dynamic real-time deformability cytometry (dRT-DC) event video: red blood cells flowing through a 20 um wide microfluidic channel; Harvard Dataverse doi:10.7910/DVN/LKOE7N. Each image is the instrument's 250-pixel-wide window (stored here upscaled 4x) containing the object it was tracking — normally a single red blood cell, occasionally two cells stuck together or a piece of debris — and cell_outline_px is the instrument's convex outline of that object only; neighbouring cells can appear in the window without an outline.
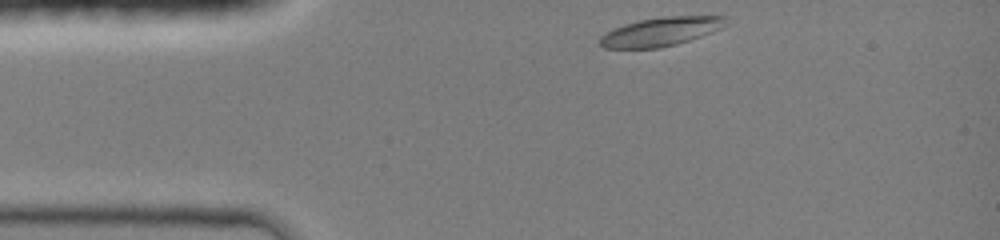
{"species": "common noctule bat (a hibernating species)", "species_latin": "Nyctalus noctula", "temperature_condition": "room temperature", "stored_images_in_passage": 22, "camera_frame_rate_fps": 3000, "um_per_image_px": 0.085, "animal": {"sex": "female", "body_mass_g": 19.0, "forearm_length_mm": 51.5}, "frame": {"image": 1, "passage_image": 1, "time_ms": 0.0, "image_size_px": [1000, 240], "cell_outline_px": [[728, 24], [720, 28], [700, 36], [676, 44], [660, 48], [604, 48], [600, 44], [600, 36], [624, 24], [640, 20], [664, 16], [724, 16]], "centroid_in_image_um": [56.16, 2.69], "position_along_channel_um": 28.8, "area_um2": 20.75}}
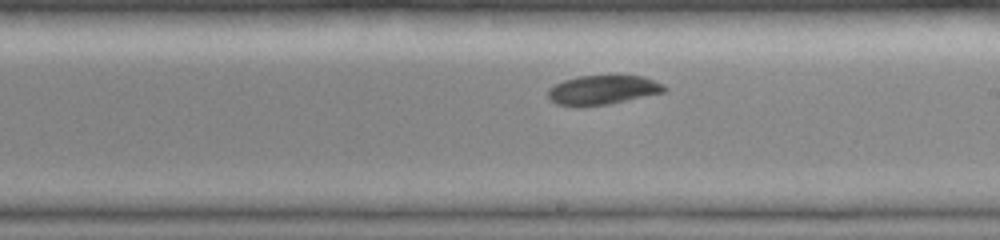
{"frame": {"image": 2, "passage_image": 13, "time_ms": 6.0, "image_size_px": [1000, 240], "cell_outline_px": [[668, 88], [664, 92], [608, 104], [556, 104], [548, 100], [548, 88], [564, 80], [580, 76], [640, 76], [664, 84]], "centroid_in_image_um": [51.24, 7.62], "position_along_channel_um": 237.8, "area_um2": 19.19}}
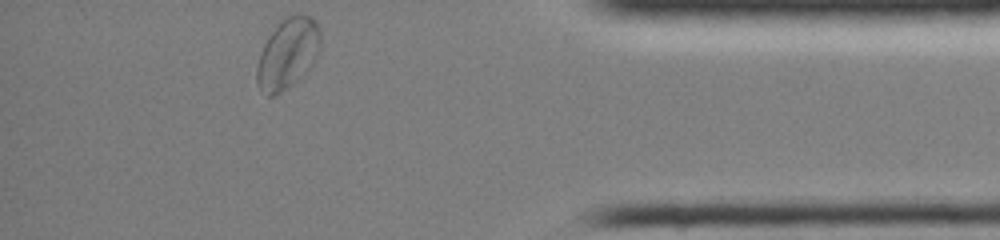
{"frame": {"image": 3, "passage_image": 22, "time_ms": 10.667, "image_size_px": [1000, 240], "cell_outline_px": [[320, 52], [304, 76], [280, 92], [272, 96], [268, 96], [256, 84], [256, 68], [260, 52], [268, 36], [284, 16], [312, 16], [316, 20], [320, 28]], "centroid_in_image_um": [24.47, 4.55], "position_along_channel_um": 410.7, "area_um2": 26.24}, "authors_computed_cell_mechanics": {"area_um2": 20.7791, "velocity_mm_per_s": 4.1917, "shape_relaxation_time_tau1_ms": 3.5897, "shape_relaxation_time_tau2_ms": 4.0422, "deformation_change_tau1": 0.131, "deformation_change_tau2": 0.0608}}